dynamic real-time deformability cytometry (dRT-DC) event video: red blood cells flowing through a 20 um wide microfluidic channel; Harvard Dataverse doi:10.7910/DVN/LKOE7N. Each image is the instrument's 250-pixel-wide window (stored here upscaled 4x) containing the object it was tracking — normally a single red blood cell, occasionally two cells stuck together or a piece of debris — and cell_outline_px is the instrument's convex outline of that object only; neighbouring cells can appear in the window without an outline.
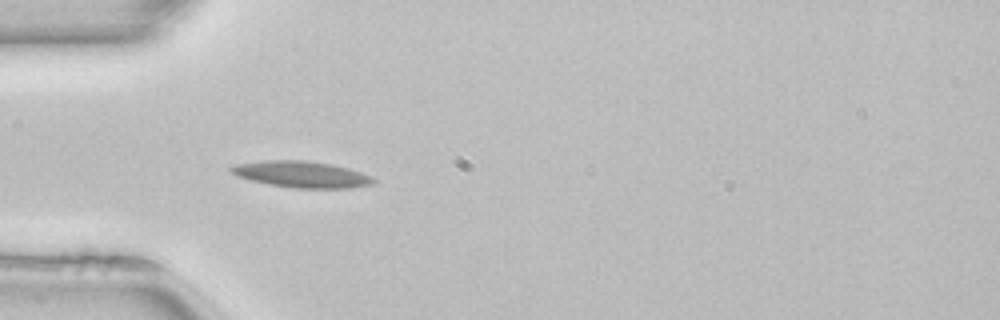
{"species": "common noctule bat (a hibernating species)", "species_latin": "Nyctalus noctula", "temperature_condition": "room temperature", "stored_images_in_passage": 36, "camera_frame_rate_fps": 3000, "um_per_image_px": 0.085, "animal": {"sex": "female", "body_mass_g": 22.7, "forearm_length_mm": 54.2}, "frame": {"image": 1, "passage_image": 1, "time_ms": 0.0, "image_size_px": [1000, 320], "cell_outline_px": [[376, 180], [372, 184], [352, 188], [292, 188], [268, 184], [236, 176], [228, 168], [236, 164], [264, 160], [308, 160], [332, 164], [348, 168], [372, 176]], "centroid_in_image_um": [25.64, 14.81], "position_along_channel_um": 59.4, "area_um2": 21.96}}